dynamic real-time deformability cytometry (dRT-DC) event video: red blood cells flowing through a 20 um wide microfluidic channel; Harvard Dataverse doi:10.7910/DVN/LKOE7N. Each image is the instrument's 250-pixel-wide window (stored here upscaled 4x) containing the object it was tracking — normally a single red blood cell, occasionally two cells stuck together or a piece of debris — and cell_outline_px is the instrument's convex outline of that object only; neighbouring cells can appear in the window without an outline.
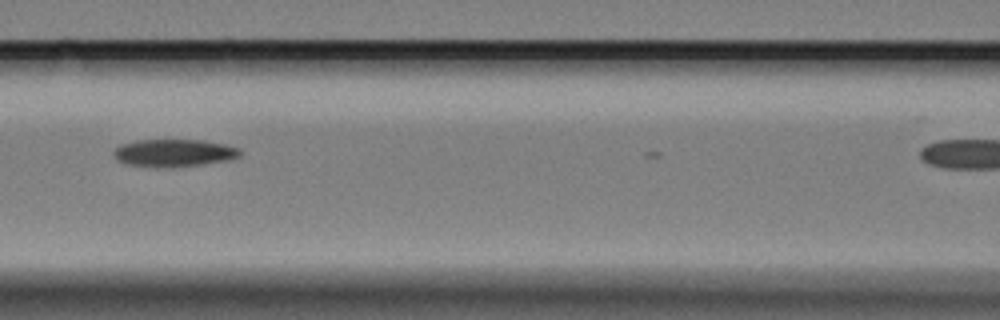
{"species": "Egyptian fruit bat (a non-hibernating species)", "species_latin": "Rousettus aegyptiacus", "temperature_condition": "cold", "stored_images_in_passage": 8, "camera_frame_rate_fps": 3000, "um_per_image_px": 0.085, "animal": {"sex": "female"}, "frame": {"image": 1, "passage_image": 4, "time_ms": 3.667, "image_size_px": [1000, 320], "cell_outline_px": [[240, 156], [228, 160], [172, 168], [152, 168], [128, 164], [120, 160], [112, 152], [120, 144], [136, 140], [204, 140], [224, 144], [240, 148]], "centroid_in_image_um": [14.78, 13.0], "position_along_channel_um": 151.8, "area_um2": 20.35}}
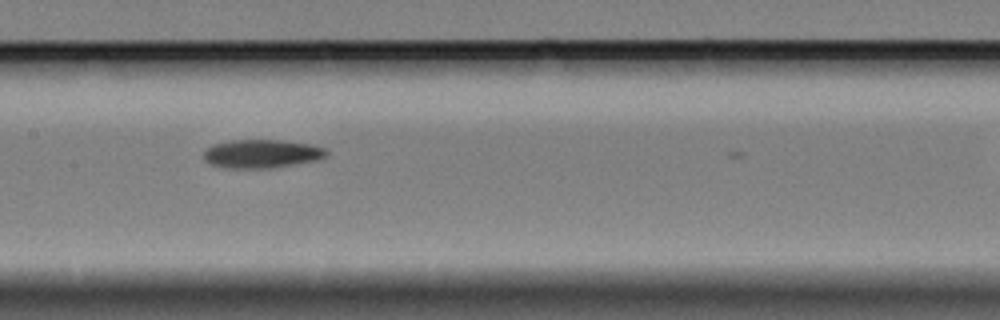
{"frame": {"image": 2, "passage_image": 5, "time_ms": 4.667, "image_size_px": [1000, 320], "cell_outline_px": [[328, 152], [324, 156], [312, 160], [268, 168], [224, 168], [212, 164], [204, 160], [204, 152], [212, 144], [232, 140], [280, 140], [312, 144], [324, 148]], "centroid_in_image_um": [22.18, 13.05], "position_along_channel_um": 185.2, "area_um2": 20.0}}
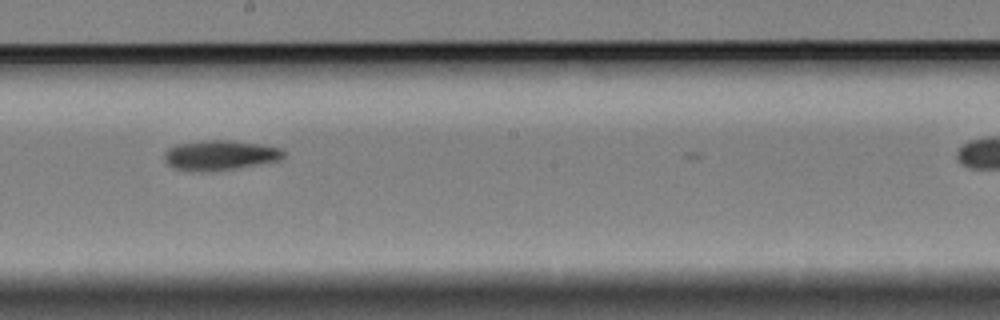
{"frame": {"image": 3, "passage_image": 6, "time_ms": 6.0, "image_size_px": [1000, 320], "cell_outline_px": [[288, 152], [280, 160], [232, 168], [192, 172], [172, 168], [164, 160], [164, 152], [168, 148], [176, 144], [204, 140], [232, 140], [264, 144], [280, 148]], "centroid_in_image_um": [18.68, 13.17], "position_along_channel_um": 229.5, "area_um2": 20.87}}